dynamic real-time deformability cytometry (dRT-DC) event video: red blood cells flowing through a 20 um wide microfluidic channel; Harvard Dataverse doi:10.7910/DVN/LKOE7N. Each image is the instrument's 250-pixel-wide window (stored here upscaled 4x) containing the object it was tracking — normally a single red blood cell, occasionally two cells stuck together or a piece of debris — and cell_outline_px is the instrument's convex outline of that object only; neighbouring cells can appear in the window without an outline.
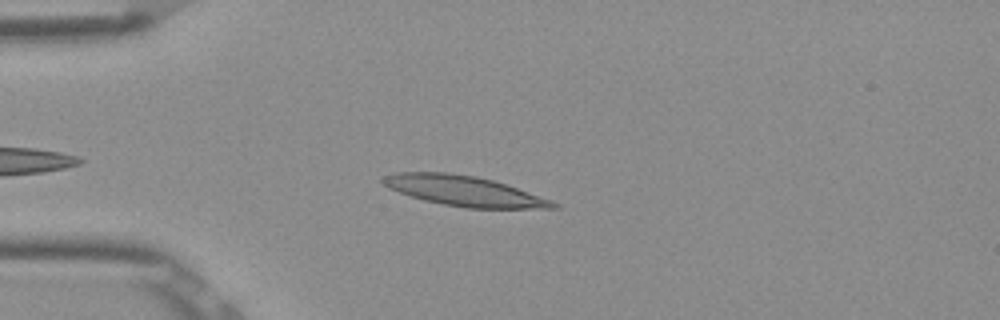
{"species": "Egyptian fruit bat (a non-hibernating species)", "species_latin": "Rousettus aegyptiacus", "temperature_condition": "room temperature", "stored_images_in_passage": 41, "camera_frame_rate_fps": 3000, "um_per_image_px": 0.085, "frame": {"image": 1, "passage_image": 6, "time_ms": 1.667, "image_size_px": [1000, 320], "cell_outline_px": [[560, 208], [464, 208], [424, 200], [388, 188], [380, 180], [384, 176], [396, 172], [448, 172], [476, 176], [492, 180], [552, 200], [560, 204]], "centroid_in_image_um": [39.44, 16.23], "position_along_channel_um": 45.6, "area_um2": 29.65}}
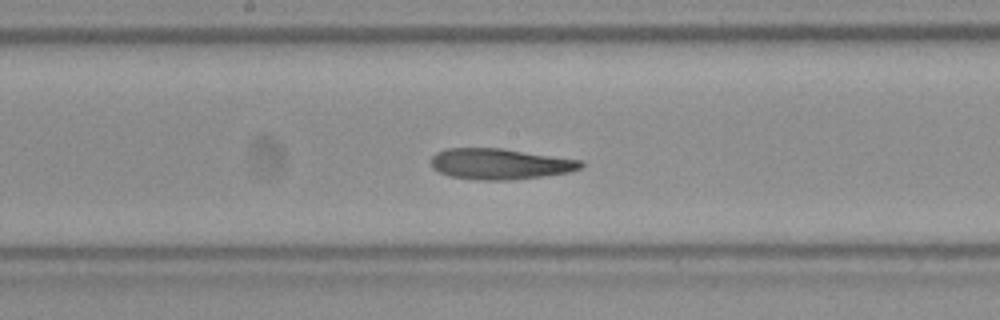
{"frame": {"image": 2, "passage_image": 20, "time_ms": 6.333, "image_size_px": [1000, 320], "cell_outline_px": [[584, 164], [580, 168], [568, 172], [512, 180], [476, 180], [448, 176], [432, 168], [432, 156], [436, 152], [448, 148], [500, 148], [584, 160]], "centroid_in_image_um": [42.49, 13.93], "position_along_channel_um": 205.7, "area_um2": 26.93}}
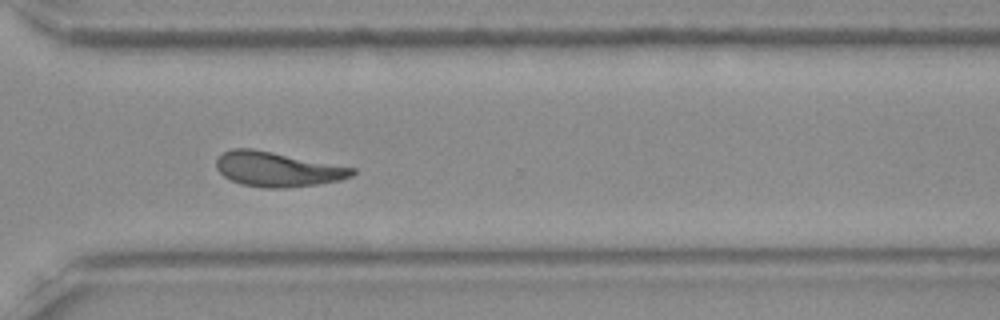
{"frame": {"image": 3, "passage_image": 31, "time_ms": 10.0, "image_size_px": [1000, 320], "cell_outline_px": [[356, 172], [352, 176], [340, 180], [316, 184], [284, 188], [264, 188], [240, 184], [224, 176], [216, 168], [216, 160], [224, 152], [232, 148], [252, 148], [356, 168]], "centroid_in_image_um": [23.58, 14.38], "position_along_channel_um": 347.0, "area_um2": 27.4}, "authors_computed_cell_mechanics": {"area_um2": 27.0504, "velocity_mm_per_s": 3.8636, "shape_relaxation_time_tau1_ms": null, "shape_relaxation_time_tau2_ms": 7.5623, "deformation_change_tau1": null, "deformation_change_tau2": 0.1773}}